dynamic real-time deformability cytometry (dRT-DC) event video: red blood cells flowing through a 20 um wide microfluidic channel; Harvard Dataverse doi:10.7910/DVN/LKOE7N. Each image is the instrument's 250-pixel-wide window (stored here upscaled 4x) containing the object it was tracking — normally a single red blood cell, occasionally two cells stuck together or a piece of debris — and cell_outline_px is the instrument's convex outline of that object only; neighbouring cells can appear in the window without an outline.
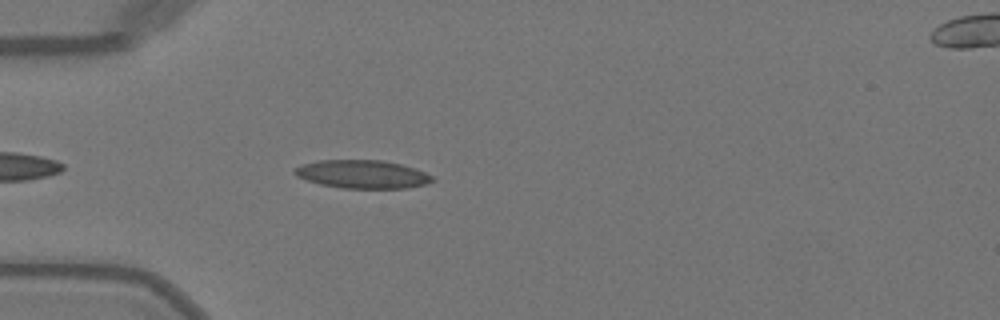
{"species": "Egyptian fruit bat (a non-hibernating species)", "species_latin": "Rousettus aegyptiacus", "temperature_condition": "warm", "stored_images_in_passage": 8, "camera_frame_rate_fps": 3000, "um_per_image_px": 0.085, "animal": {"sex": "female"}, "frame": {"image": 1, "passage_image": 4, "time_ms": 1.0, "image_size_px": [1000, 320], "cell_outline_px": [[436, 180], [428, 184], [408, 188], [344, 188], [320, 184], [296, 176], [292, 172], [292, 168], [300, 164], [320, 160], [384, 160], [416, 168], [432, 176]], "centroid_in_image_um": [30.8, 14.8], "position_along_channel_um": 54.2, "area_um2": 22.89}}
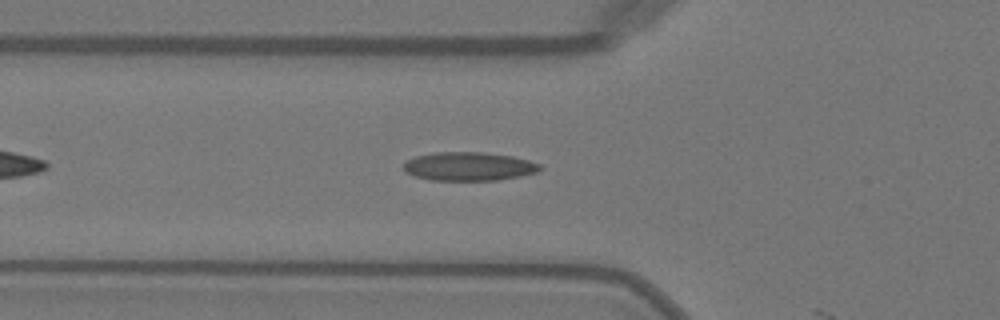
{"frame": {"image": 2, "passage_image": 7, "time_ms": 2.0, "image_size_px": [1000, 320], "cell_outline_px": [[540, 168], [536, 172], [520, 176], [496, 180], [432, 180], [416, 176], [404, 172], [404, 164], [408, 160], [416, 156], [436, 152], [480, 152], [512, 156], [528, 160], [540, 164]], "centroid_in_image_um": [39.84, 14.14], "position_along_channel_um": 86.0, "area_um2": 22.48}}